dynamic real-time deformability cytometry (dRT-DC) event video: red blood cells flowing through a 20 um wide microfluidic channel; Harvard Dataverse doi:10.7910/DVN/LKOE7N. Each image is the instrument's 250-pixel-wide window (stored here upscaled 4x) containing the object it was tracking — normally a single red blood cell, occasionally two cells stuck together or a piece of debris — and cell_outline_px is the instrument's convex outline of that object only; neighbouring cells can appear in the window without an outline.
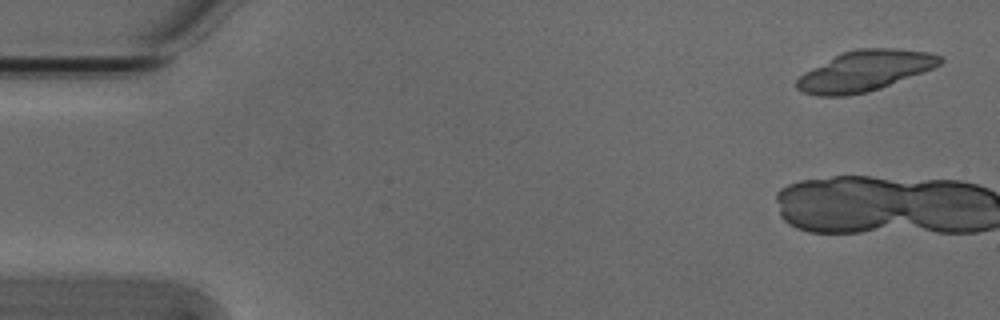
{"species": "Egyptian fruit bat (a non-hibernating species)", "species_latin": "Rousettus aegyptiacus", "temperature_condition": "cold", "stored_images_in_passage": 3, "camera_frame_rate_fps": 3000, "um_per_image_px": 0.085, "animal": {"sex": "male"}, "frame": {"image": 1, "passage_image": 1, "time_ms": 0.0, "image_size_px": [1000, 320], "cell_outline_px": [[944, 60], [940, 64], [932, 68], [880, 88], [868, 92], [844, 96], [820, 96], [800, 92], [796, 88], [796, 80], [804, 72], [840, 52], [856, 48], [896, 48], [928, 52], [944, 56]], "centroid_in_image_um": [73.48, 6.01], "position_along_channel_um": 11.5, "area_um2": 33.87}}